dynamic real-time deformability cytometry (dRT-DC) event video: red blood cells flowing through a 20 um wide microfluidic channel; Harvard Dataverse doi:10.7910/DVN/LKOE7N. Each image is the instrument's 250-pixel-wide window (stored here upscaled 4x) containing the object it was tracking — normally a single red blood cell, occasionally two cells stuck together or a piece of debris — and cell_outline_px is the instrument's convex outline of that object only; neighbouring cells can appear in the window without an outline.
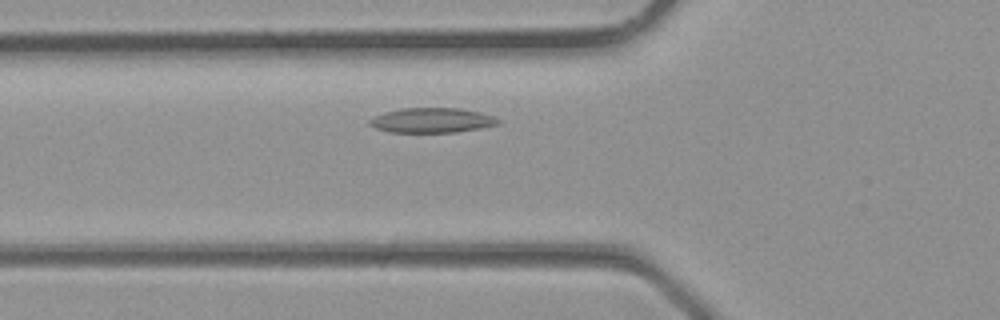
{"species": "common noctule bat (a hibernating species)", "species_latin": "Nyctalus noctula", "temperature_condition": "room temperature", "stored_images_in_passage": 22, "camera_frame_rate_fps": 3000, "um_per_image_px": 0.085, "animal": {"sex": "male", "body_mass_g": 23.1, "forearm_length_mm": 52.7}, "frame": {"image": 1, "passage_image": 5, "time_ms": 1.333, "image_size_px": [1000, 320], "cell_outline_px": [[500, 124], [480, 128], [456, 132], [392, 132], [376, 128], [368, 124], [368, 120], [372, 116], [384, 112], [400, 108], [460, 108], [480, 112], [496, 116], [500, 120]], "centroid_in_image_um": [36.72, 10.22], "position_along_channel_um": 89.1, "area_um2": 18.79}}
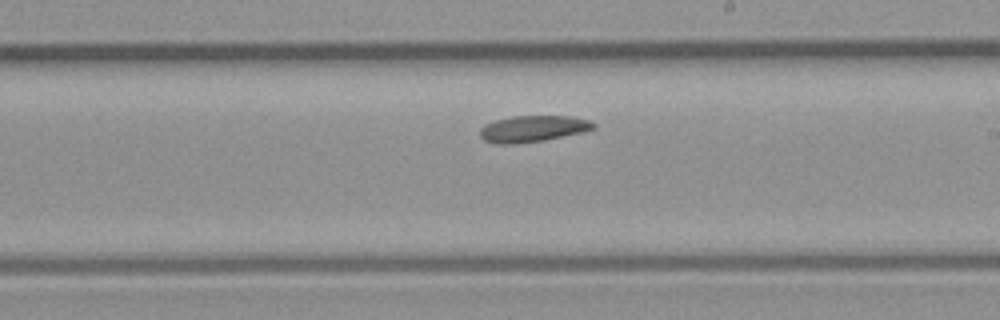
{"frame": {"image": 2, "passage_image": 13, "time_ms": 4.0, "image_size_px": [1000, 320], "cell_outline_px": [[596, 128], [584, 132], [544, 140], [512, 144], [496, 144], [484, 140], [480, 136], [480, 128], [496, 120], [512, 116], [572, 116], [588, 120], [596, 124]], "centroid_in_image_um": [45.32, 10.94], "position_along_channel_um": 243.7, "area_um2": 17.4}}
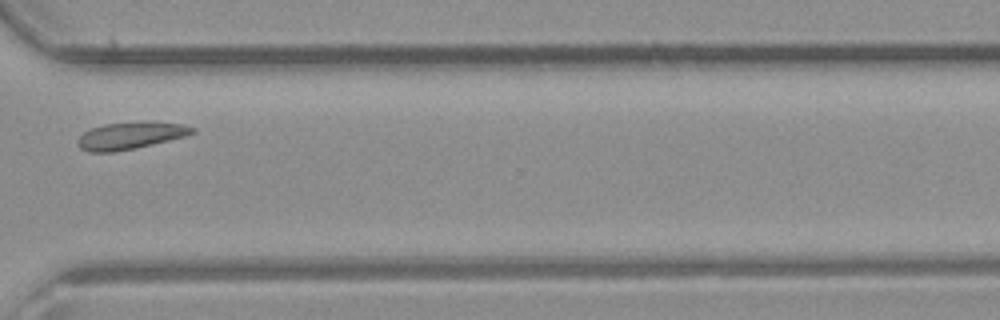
{"frame": {"image": 3, "passage_image": 19, "time_ms": 6.0, "image_size_px": [1000, 320], "cell_outline_px": [[196, 132], [188, 136], [136, 148], [112, 152], [88, 152], [80, 148], [76, 144], [76, 140], [84, 132], [92, 128], [104, 124], [136, 120], [140, 120], [184, 124], [196, 128]], "centroid_in_image_um": [11.12, 11.5], "position_along_channel_um": 359.5, "area_um2": 18.67}}